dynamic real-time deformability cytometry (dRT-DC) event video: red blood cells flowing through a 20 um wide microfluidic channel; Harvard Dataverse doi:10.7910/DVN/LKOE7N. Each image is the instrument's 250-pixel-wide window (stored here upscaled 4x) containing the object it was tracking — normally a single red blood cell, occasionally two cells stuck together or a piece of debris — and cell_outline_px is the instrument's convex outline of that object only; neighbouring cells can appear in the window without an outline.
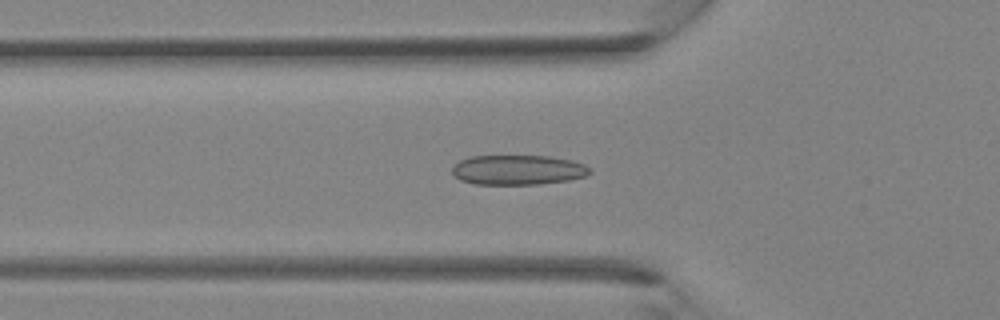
{"species": "Egyptian fruit bat (a non-hibernating species)", "species_latin": "Rousettus aegyptiacus", "temperature_condition": "room temperature", "stored_images_in_passage": 38, "segment_of_instrument_passage": [1, 2], "camera_frame_rate_fps": 3000, "um_per_image_px": 0.085, "animal": {"sex": "female"}, "frame": {"image": 1, "passage_image": 13, "time_ms": 4.0, "image_size_px": [1000, 320], "cell_outline_px": [[592, 172], [584, 176], [568, 180], [540, 184], [476, 184], [460, 180], [452, 172], [452, 168], [460, 160], [468, 156], [548, 156], [572, 160], [584, 164], [592, 168]], "centroid_in_image_um": [44.04, 14.44], "position_along_channel_um": 81.8, "area_um2": 23.93}}
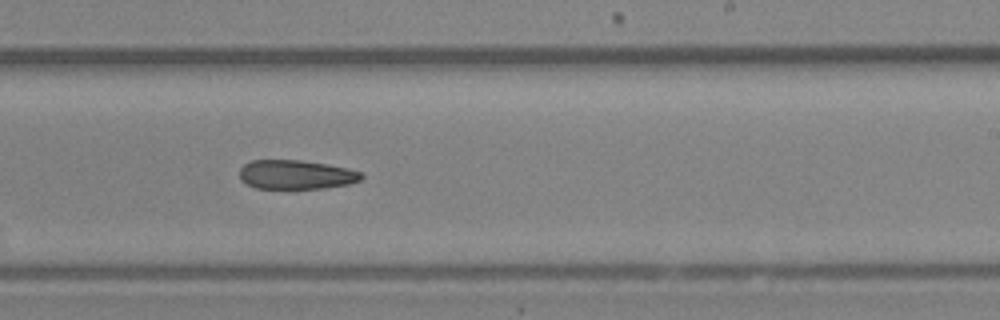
{"frame": {"image": 2, "passage_image": 23, "time_ms": 7.333, "image_size_px": [1000, 320], "cell_outline_px": [[364, 176], [360, 180], [348, 184], [324, 188], [256, 188], [240, 180], [240, 168], [244, 164], [252, 160], [300, 160], [348, 168], [360, 172]], "centroid_in_image_um": [25.15, 14.84], "position_along_channel_um": 263.9, "area_um2": 20.52}}
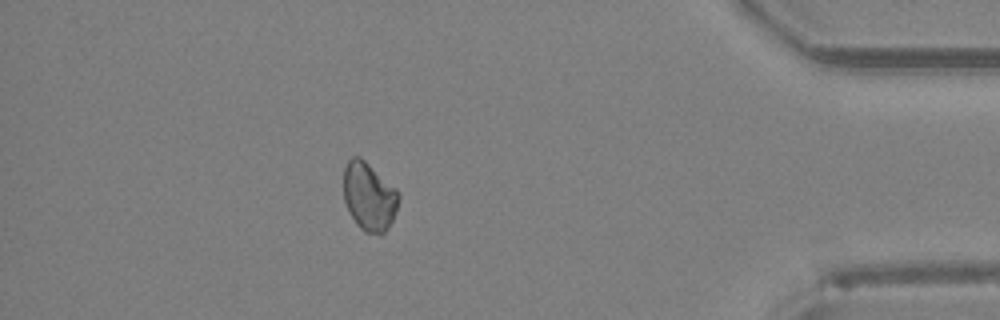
{"frame": {"image": 3, "passage_image": 33, "time_ms": 10.667, "image_size_px": [1000, 320], "cell_outline_px": [[400, 196], [396, 212], [392, 220], [384, 232], [380, 236], [364, 232], [356, 224], [344, 200], [344, 168], [348, 160], [352, 156], [360, 156], [396, 188]], "centroid_in_image_um": [31.38, 16.71], "position_along_channel_um": 403.8, "area_um2": 21.96}}